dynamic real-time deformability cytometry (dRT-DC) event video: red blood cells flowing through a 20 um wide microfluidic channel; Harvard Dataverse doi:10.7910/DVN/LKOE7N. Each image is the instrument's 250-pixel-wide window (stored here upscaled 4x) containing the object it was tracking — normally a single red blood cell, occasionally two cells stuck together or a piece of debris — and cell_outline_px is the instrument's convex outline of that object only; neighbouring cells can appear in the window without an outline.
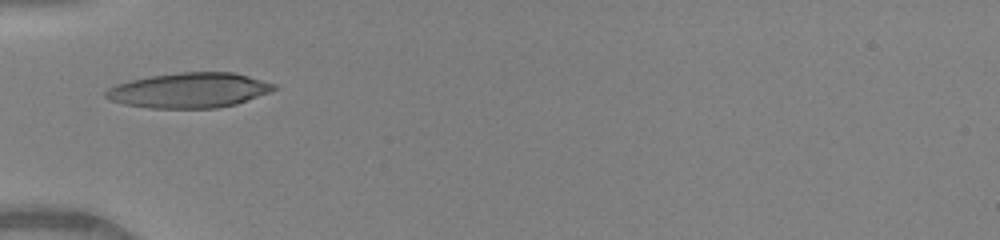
{"species": "human", "species_latin": "Homo sapiens", "temperature_condition": "warm", "stored_images_in_passage": 33, "camera_frame_rate_fps": 3000, "um_per_image_px": 0.085, "donor": {"sex": "female"}, "frame": {"image": 1, "passage_image": 1, "time_ms": 0.0, "image_size_px": [1000, 240], "cell_outline_px": [[280, 88], [272, 92], [236, 104], [216, 108], [148, 108], [124, 104], [112, 100], [104, 96], [104, 92], [108, 88], [116, 84], [132, 80], [152, 76], [180, 72], [236, 72], [276, 84]], "centroid_in_image_um": [16.14, 7.67], "position_along_channel_um": 68.9, "area_um2": 34.51}}
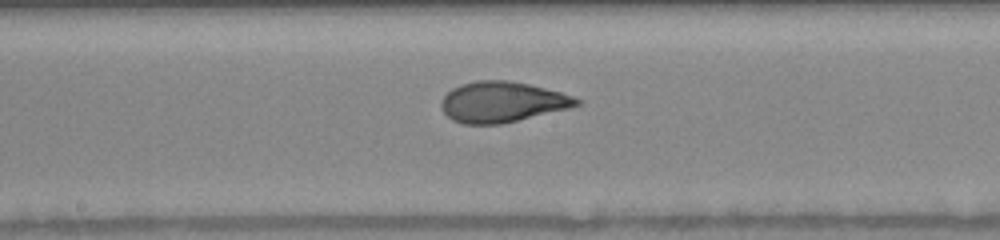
{"frame": {"image": 2, "passage_image": 11, "time_ms": 3.333, "image_size_px": [1000, 240], "cell_outline_px": [[580, 104], [568, 108], [500, 124], [464, 124], [452, 120], [440, 108], [440, 100], [452, 88], [460, 84], [476, 80], [508, 80], [528, 84], [560, 92], [572, 96], [580, 100]], "centroid_in_image_um": [42.62, 8.66], "position_along_channel_um": 205.6, "area_um2": 31.79}}
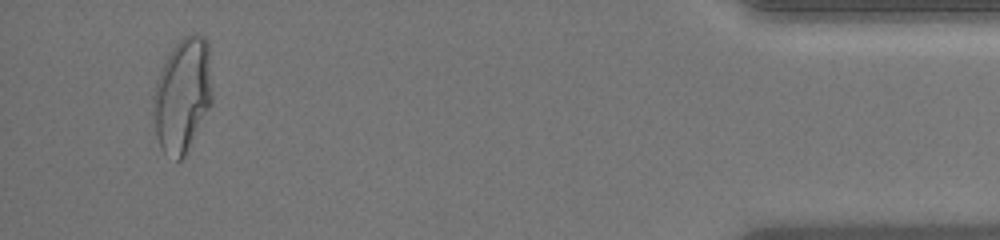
{"frame": {"image": 3, "passage_image": 31, "time_ms": 10.0, "image_size_px": [1000, 240], "cell_outline_px": [[212, 104], [184, 156], [180, 160], [176, 160], [164, 152], [160, 148], [156, 132], [152, 112], [152, 96], [156, 80], [172, 48], [184, 36], [192, 32], [196, 32], [204, 36], [208, 40], [212, 96]], "centroid_in_image_um": [15.51, 8.06], "position_along_channel_um": 419.7, "area_um2": 39.42}, "authors_computed_cell_mechanics": {"area_um2": 32.0212, "velocity_mm_per_s": 4.1251, "shape_relaxation_time_tau1_ms": 5.9304, "shape_relaxation_time_tau2_ms": 0.7656, "deformation_change_tau1": 0.2514, "deformation_change_tau2": 0.0703}}